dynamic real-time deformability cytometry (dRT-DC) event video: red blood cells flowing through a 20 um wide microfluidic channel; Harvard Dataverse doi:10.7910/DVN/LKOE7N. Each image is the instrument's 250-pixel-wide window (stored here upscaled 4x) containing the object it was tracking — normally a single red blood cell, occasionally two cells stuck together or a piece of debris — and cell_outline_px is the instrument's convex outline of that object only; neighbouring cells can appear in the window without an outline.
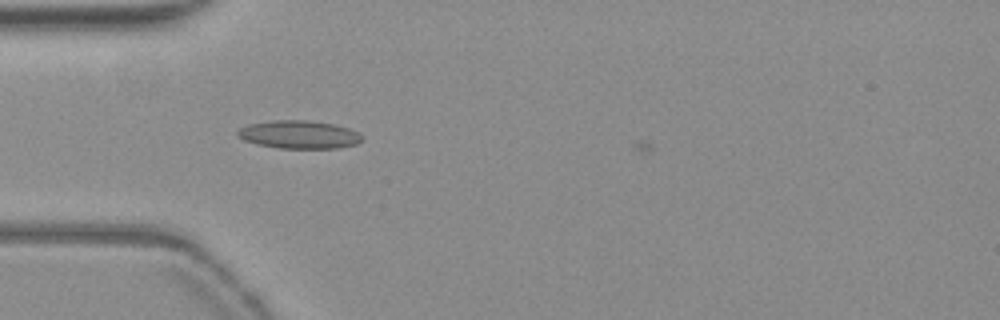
{"species": "common noctule bat (a hibernating species)", "species_latin": "Nyctalus noctula", "temperature_condition": "warm", "stored_images_in_passage": 45, "camera_frame_rate_fps": 3000, "um_per_image_px": 0.085, "animal": {"sex": "female", "body_mass_g": 19.3, "forearm_length_mm": 54.1}, "frame": {"image": 1, "passage_image": 8, "time_ms": 2.333, "image_size_px": [1000, 320], "cell_outline_px": [[364, 136], [356, 144], [340, 148], [280, 148], [256, 144], [244, 140], [236, 136], [236, 132], [240, 128], [248, 124], [272, 120], [308, 120], [336, 124], [360, 132]], "centroid_in_image_um": [25.42, 11.43], "position_along_channel_um": 59.6, "area_um2": 20.58}}
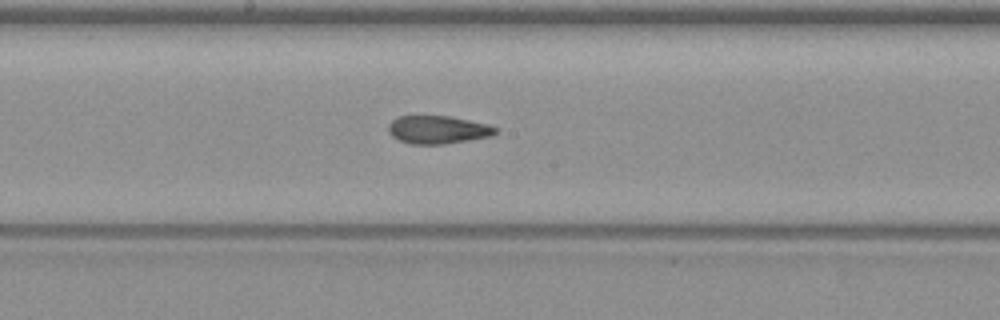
{"frame": {"image": 2, "passage_image": 20, "time_ms": 6.333, "image_size_px": [1000, 320], "cell_outline_px": [[496, 132], [492, 136], [444, 144], [408, 144], [392, 136], [388, 132], [388, 124], [392, 120], [400, 116], [448, 116], [488, 124], [496, 128]], "centroid_in_image_um": [37.19, 11.03], "position_along_channel_um": 211.0, "area_um2": 17.4}}
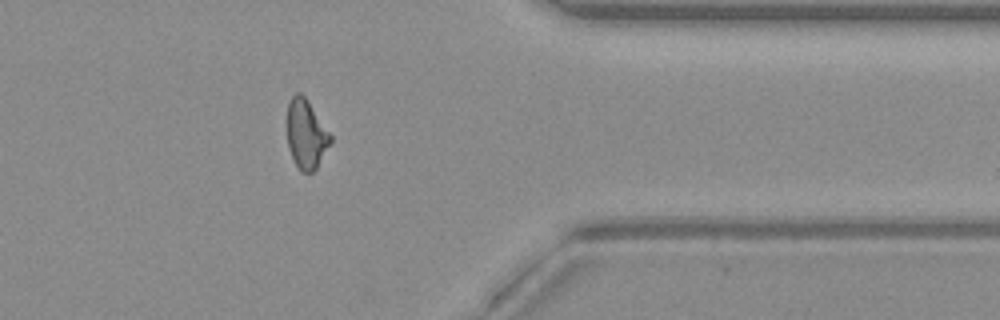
{"frame": {"image": 3, "passage_image": 35, "time_ms": 11.333, "image_size_px": [1000, 320], "cell_outline_px": [[332, 140], [316, 168], [312, 172], [304, 172], [296, 164], [288, 148], [288, 104], [292, 96], [296, 92], [300, 92], [308, 100], [332, 136]], "centroid_in_image_um": [26.03, 11.37], "position_along_channel_um": 385.4, "area_um2": 17.11}, "authors_computed_cell_mechanics": {"area_um2": 17.8602, "velocity_mm_per_s": 3.8224, "shape_relaxation_time_tau1_ms": null, "shape_relaxation_time_tau2_ms": 2.2213, "deformation_change_tau1": null, "deformation_change_tau2": 0.0888}}